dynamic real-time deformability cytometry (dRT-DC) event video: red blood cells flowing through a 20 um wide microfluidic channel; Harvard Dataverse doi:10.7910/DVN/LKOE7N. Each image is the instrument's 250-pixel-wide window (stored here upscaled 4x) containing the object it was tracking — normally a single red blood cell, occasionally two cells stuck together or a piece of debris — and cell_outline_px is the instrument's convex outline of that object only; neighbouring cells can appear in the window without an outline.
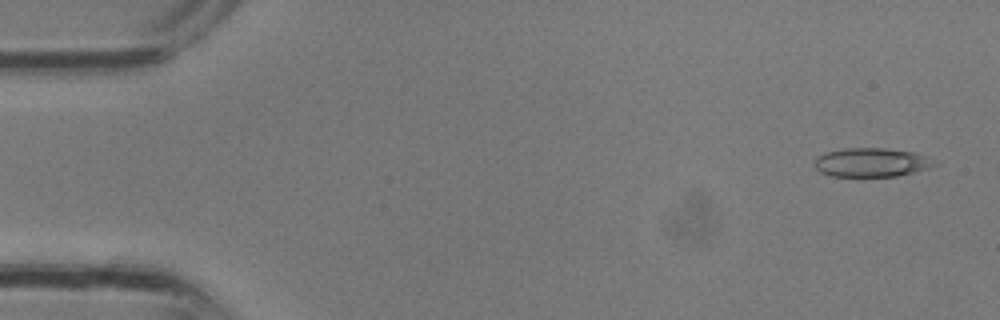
{"species": "common noctule bat (a hibernating species)", "species_latin": "Nyctalus noctula", "temperature_condition": "room temperature", "stored_images_in_passage": 4, "camera_frame_rate_fps": 3000, "um_per_image_px": 0.085, "animal": {"sex": "male", "body_mass_g": 13.3}, "frame": {"image": 1, "passage_image": 1, "time_ms": 0.0, "image_size_px": [1000, 320], "cell_outline_px": [[936, 164], [928, 168], [896, 176], [832, 176], [820, 172], [816, 168], [816, 156], [824, 152], [844, 148], [884, 148], [916, 152], [928, 156]], "centroid_in_image_um": [74.05, 13.79], "position_along_channel_um": 10.9, "area_um2": 20.11}}
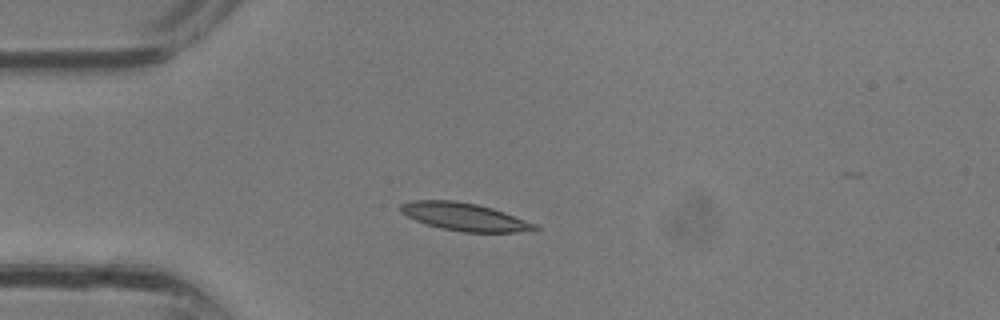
{"frame": {"image": 2, "passage_image": 4, "time_ms": 1.0, "image_size_px": [1000, 320], "cell_outline_px": [[540, 228], [536, 232], [460, 232], [440, 228], [416, 220], [400, 212], [400, 204], [412, 200], [452, 200], [476, 204], [492, 208], [504, 212], [536, 224]], "centroid_in_image_um": [39.52, 18.44], "position_along_channel_um": 45.5, "area_um2": 21.79}}